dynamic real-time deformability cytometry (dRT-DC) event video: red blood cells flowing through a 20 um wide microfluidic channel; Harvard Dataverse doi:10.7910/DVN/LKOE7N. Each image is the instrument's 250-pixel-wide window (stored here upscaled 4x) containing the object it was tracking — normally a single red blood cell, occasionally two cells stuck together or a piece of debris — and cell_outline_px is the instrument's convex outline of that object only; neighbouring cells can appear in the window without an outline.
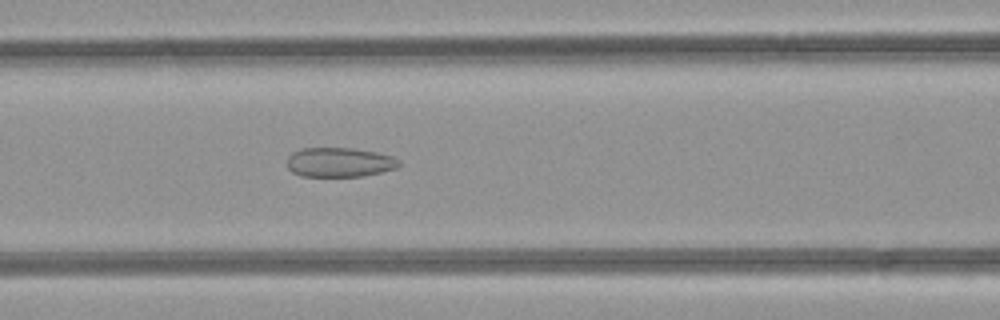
{"species": "common noctule bat (a hibernating species)", "species_latin": "Nyctalus noctula", "temperature_condition": "room temperature", "stored_images_in_passage": 48, "camera_frame_rate_fps": 3000, "um_per_image_px": 0.085, "animal": {"sex": "female", "body_mass_g": 21.9}, "frame": {"image": 1, "passage_image": 20, "time_ms": 6.333, "image_size_px": [1000, 320], "cell_outline_px": [[400, 164], [396, 168], [380, 172], [360, 176], [300, 176], [292, 172], [288, 168], [288, 156], [292, 152], [304, 148], [352, 148], [376, 152], [392, 156], [400, 160]], "centroid_in_image_um": [28.84, 13.79], "position_along_channel_um": 137.8, "area_um2": 19.13}}
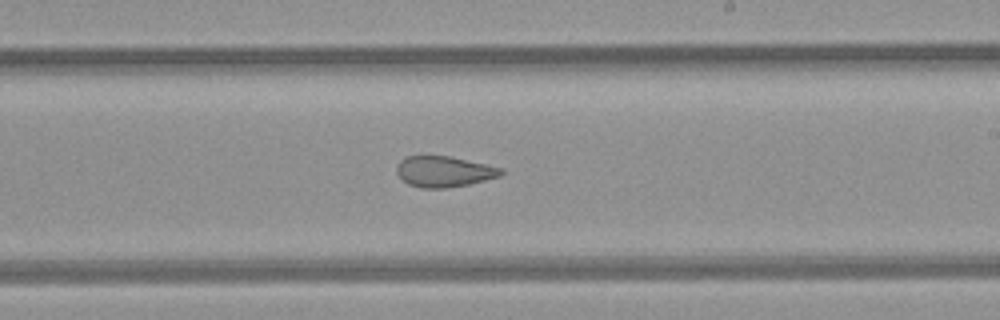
{"frame": {"image": 2, "passage_image": 28, "time_ms": 9.0, "image_size_px": [1000, 320], "cell_outline_px": [[504, 172], [500, 176], [468, 184], [444, 188], [420, 188], [408, 184], [396, 172], [396, 168], [400, 160], [408, 156], [448, 156], [504, 168]], "centroid_in_image_um": [37.74, 14.58], "position_along_channel_um": 251.3, "area_um2": 18.55}}
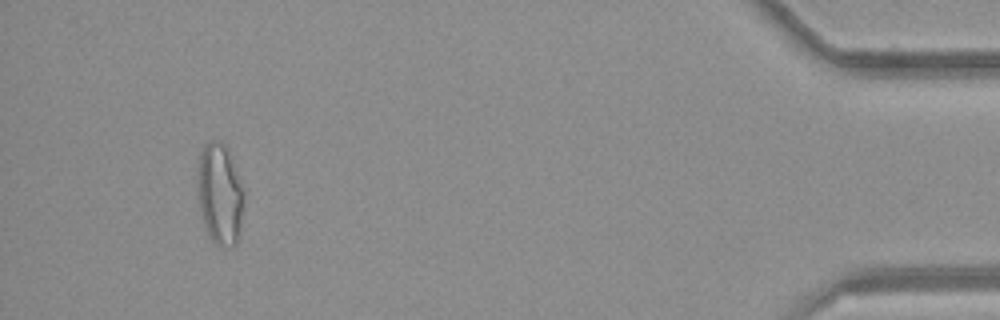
{"frame": {"image": 3, "passage_image": 45, "time_ms": 14.667, "image_size_px": [1000, 320], "cell_outline_px": [[244, 208], [240, 228], [236, 244], [216, 244], [212, 240], [204, 224], [200, 208], [200, 152], [204, 144], [208, 140], [220, 140], [228, 144], [244, 192]], "centroid_in_image_um": [18.75, 16.41], "position_along_channel_um": 416.5, "area_um2": 26.88}, "authors_computed_cell_mechanics": {"area_um2": 24.565, "velocity_mm_per_s": 4.259, "shape_relaxation_time_tau1_ms": null, "shape_relaxation_time_tau2_ms": 1.5545, "deformation_change_tau1": null, "deformation_change_tau2": 0.0913}}